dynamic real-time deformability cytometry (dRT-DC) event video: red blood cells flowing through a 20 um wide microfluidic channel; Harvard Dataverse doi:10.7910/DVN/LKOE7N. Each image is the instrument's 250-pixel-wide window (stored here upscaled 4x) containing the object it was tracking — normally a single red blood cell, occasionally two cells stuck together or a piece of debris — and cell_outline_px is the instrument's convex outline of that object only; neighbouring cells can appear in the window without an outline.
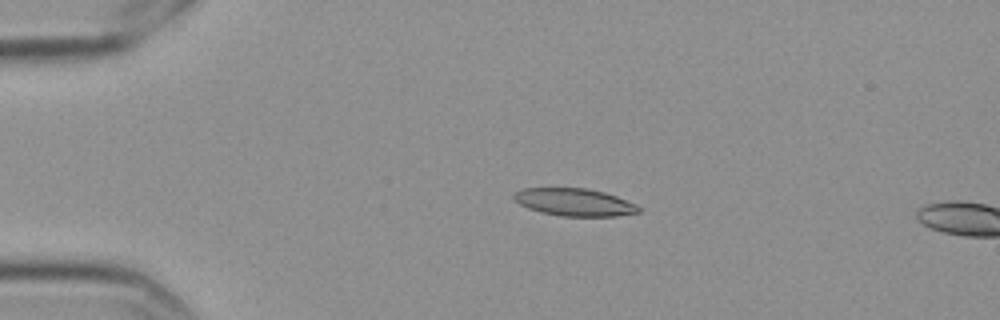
{"species": "Egyptian fruit bat (a non-hibernating species)", "species_latin": "Rousettus aegyptiacus", "temperature_condition": "cold", "stored_images_in_passage": 2, "camera_frame_rate_fps": 3000, "um_per_image_px": 0.085, "frame": {"image": 1, "passage_image": 1, "time_ms": 0.0, "image_size_px": [1000, 320], "cell_outline_px": [[644, 208], [640, 212], [616, 216], [560, 216], [540, 212], [528, 208], [512, 200], [512, 192], [524, 188], [584, 188], [604, 192], [616, 196], [636, 204]], "centroid_in_image_um": [48.8, 17.19], "position_along_channel_um": 36.2, "area_um2": 20.23}}